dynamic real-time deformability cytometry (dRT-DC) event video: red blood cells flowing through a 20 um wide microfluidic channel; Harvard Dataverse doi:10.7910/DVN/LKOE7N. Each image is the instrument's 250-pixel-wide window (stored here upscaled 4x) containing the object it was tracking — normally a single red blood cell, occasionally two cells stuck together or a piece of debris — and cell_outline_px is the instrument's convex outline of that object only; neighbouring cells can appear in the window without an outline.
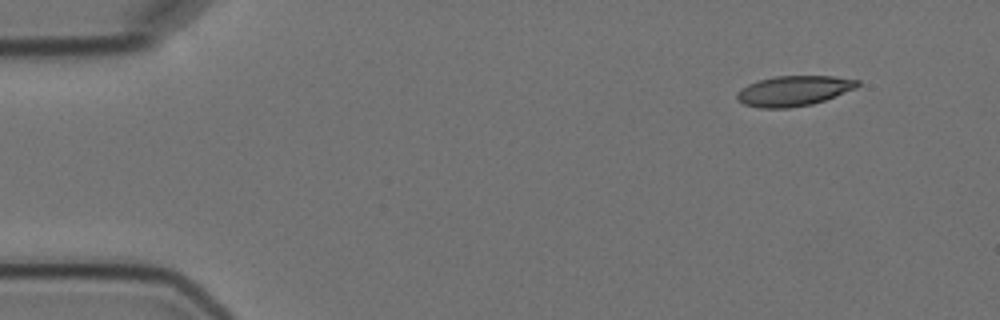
{"species": "Egyptian fruit bat (a non-hibernating species)", "species_latin": "Rousettus aegyptiacus", "temperature_condition": "cold", "stored_images_in_passage": 4, "camera_frame_rate_fps": 3000, "um_per_image_px": 0.085, "animal": {"sex": "female"}, "frame": {"image": 1, "passage_image": 1, "time_ms": 0.0, "image_size_px": [1000, 320], "cell_outline_px": [[860, 84], [856, 88], [824, 100], [812, 104], [788, 108], [760, 108], [744, 104], [736, 100], [736, 92], [740, 88], [748, 84], [760, 80], [776, 76], [832, 76], [860, 80]], "centroid_in_image_um": [67.44, 7.72], "position_along_channel_um": 17.6, "area_um2": 21.21}}
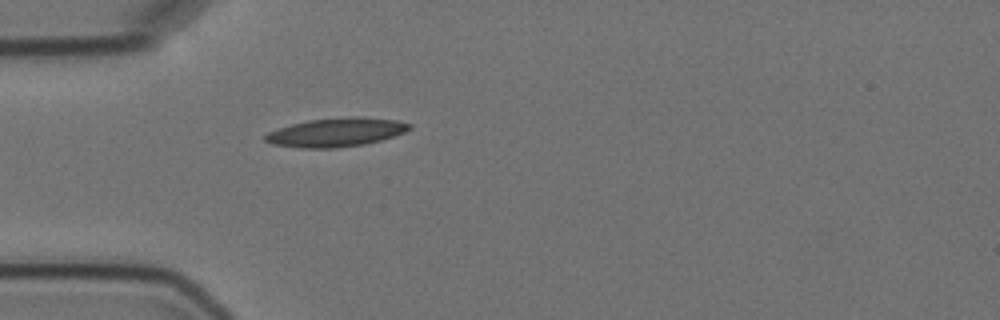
{"frame": {"image": 2, "passage_image": 4, "time_ms": 3.667, "image_size_px": [1000, 320], "cell_outline_px": [[412, 128], [404, 132], [380, 140], [364, 144], [336, 148], [300, 148], [272, 144], [264, 140], [264, 136], [268, 132], [292, 124], [308, 120], [356, 116], [360, 116], [396, 120], [412, 124]], "centroid_in_image_um": [28.57, 11.24], "position_along_channel_um": 56.4, "area_um2": 24.04}}